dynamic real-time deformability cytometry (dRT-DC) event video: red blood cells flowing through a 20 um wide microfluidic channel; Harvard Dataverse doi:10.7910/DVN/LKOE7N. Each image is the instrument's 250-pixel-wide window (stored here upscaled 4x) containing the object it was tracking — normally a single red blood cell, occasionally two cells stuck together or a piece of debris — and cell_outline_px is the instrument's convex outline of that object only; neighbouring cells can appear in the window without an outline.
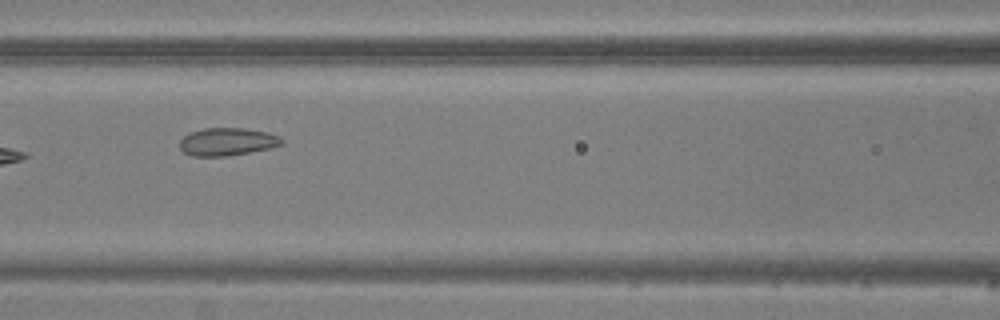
{"species": "common noctule bat (a hibernating species)", "species_latin": "Nyctalus noctula", "temperature_condition": "warm", "stored_images_in_passage": 7, "camera_frame_rate_fps": 3000, "um_per_image_px": 0.085, "animal": {"sex": "male", "body_mass_g": 20.5, "forearm_length_mm": 52.5}, "frame": {"image": 1, "passage_image": 6, "time_ms": 6.0, "image_size_px": [1000, 320], "cell_outline_px": [[284, 144], [252, 152], [228, 156], [192, 156], [184, 152], [180, 148], [180, 140], [184, 136], [192, 132], [204, 128], [244, 128], [268, 132], [280, 136], [284, 140]], "centroid_in_image_um": [19.35, 12.05], "position_along_channel_um": 147.2, "area_um2": 16.59}}
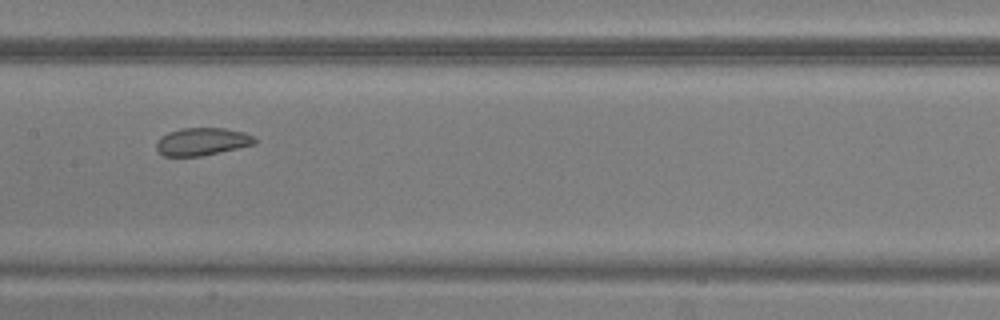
{"frame": {"image": 2, "passage_image": 7, "time_ms": 7.0, "image_size_px": [1000, 320], "cell_outline_px": [[256, 144], [220, 152], [200, 156], [164, 156], [156, 148], [156, 144], [160, 136], [168, 132], [180, 128], [224, 128], [244, 132], [252, 136], [256, 140]], "centroid_in_image_um": [17.16, 12.03], "position_along_channel_um": 190.2, "area_um2": 15.84}}